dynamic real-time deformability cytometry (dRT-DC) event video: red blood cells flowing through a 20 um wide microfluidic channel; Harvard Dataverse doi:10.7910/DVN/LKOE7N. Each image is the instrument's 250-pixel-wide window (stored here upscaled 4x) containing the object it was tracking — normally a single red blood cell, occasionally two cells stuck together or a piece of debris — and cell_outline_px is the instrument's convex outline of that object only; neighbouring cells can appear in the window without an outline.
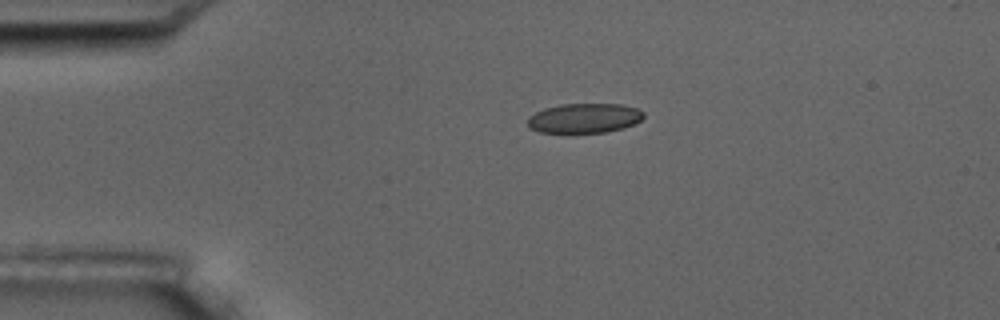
{"species": "common noctule bat (a hibernating species)", "species_latin": "Nyctalus noctula", "temperature_condition": "room temperature", "stored_images_in_passage": 2, "camera_frame_rate_fps": 3000, "um_per_image_px": 0.085, "animal": {"sex": "male", "body_mass_g": 17.5, "forearm_length_mm": 52.3}, "frame": {"image": 1, "passage_image": 1, "time_ms": 0.0, "image_size_px": [1000, 320], "cell_outline_px": [[644, 116], [636, 124], [624, 128], [604, 132], [572, 136], [540, 132], [528, 128], [528, 116], [544, 108], [560, 104], [620, 104], [636, 108], [644, 112]], "centroid_in_image_um": [49.62, 10.09], "position_along_channel_um": 35.4, "area_um2": 20.98}}